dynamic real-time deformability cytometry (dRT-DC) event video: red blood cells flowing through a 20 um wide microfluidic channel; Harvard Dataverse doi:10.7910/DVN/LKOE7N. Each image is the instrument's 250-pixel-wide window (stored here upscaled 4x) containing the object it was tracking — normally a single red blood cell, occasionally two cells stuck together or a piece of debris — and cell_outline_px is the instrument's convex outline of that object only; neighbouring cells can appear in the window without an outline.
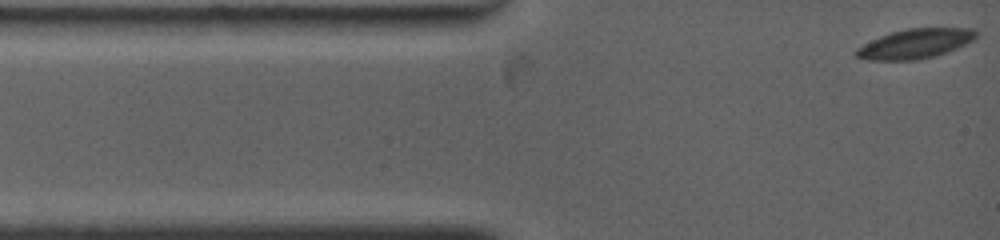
{"species": "common noctule bat (a hibernating species)", "species_latin": "Nyctalus noctula", "temperature_condition": "warm", "stored_images_in_passage": 2, "camera_frame_rate_fps": 4500, "um_per_image_px": 0.085, "animal": {"sex": "female", "body_mass_g": 19.0, "forearm_length_mm": 53.3}, "frame": {"image": 1, "passage_image": 2, "time_ms": 0.444, "image_size_px": [1000, 240], "cell_outline_px": [[976, 36], [972, 40], [956, 48], [936, 56], [916, 60], [868, 60], [856, 56], [852, 52], [856, 48], [880, 36], [892, 32], [908, 28], [972, 28], [976, 32]], "centroid_in_image_um": [77.75, 3.72], "position_along_channel_um": 7.3, "area_um2": 20.52}}